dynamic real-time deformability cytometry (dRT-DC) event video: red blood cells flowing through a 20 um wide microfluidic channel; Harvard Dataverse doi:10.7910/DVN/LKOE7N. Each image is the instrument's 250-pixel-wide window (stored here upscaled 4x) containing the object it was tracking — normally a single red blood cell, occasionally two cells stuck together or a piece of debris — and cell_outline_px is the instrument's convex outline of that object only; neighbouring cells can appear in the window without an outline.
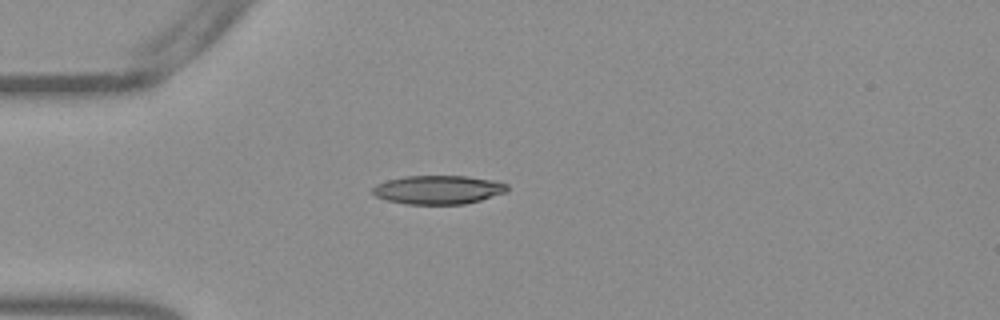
{"species": "Egyptian fruit bat (a non-hibernating species)", "species_latin": "Rousettus aegyptiacus", "temperature_condition": "warm", "stored_images_in_passage": 40, "camera_frame_rate_fps": 3000, "um_per_image_px": 0.085, "frame": {"image": 1, "passage_image": 1, "time_ms": 0.0, "image_size_px": [1000, 320], "cell_outline_px": [[508, 192], [480, 200], [464, 204], [408, 204], [388, 200], [376, 196], [372, 192], [372, 188], [376, 184], [388, 180], [404, 176], [468, 176], [492, 180], [508, 184]], "centroid_in_image_um": [37.27, 16.12], "position_along_channel_um": 47.7, "area_um2": 22.48}}
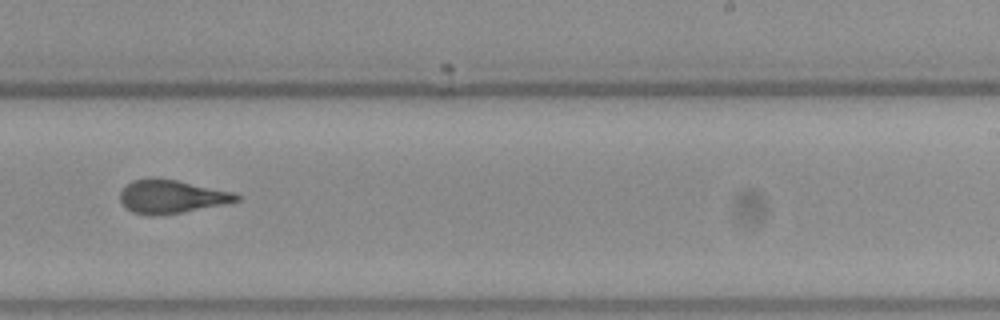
{"frame": {"image": 2, "passage_image": 20, "time_ms": 6.333, "image_size_px": [1000, 320], "cell_outline_px": [[240, 200], [224, 204], [180, 212], [152, 216], [148, 216], [132, 212], [124, 208], [120, 200], [120, 192], [132, 180], [152, 176], [176, 180], [232, 192], [240, 196]], "centroid_in_image_um": [14.5, 16.7], "position_along_channel_um": 274.5, "area_um2": 22.6}}
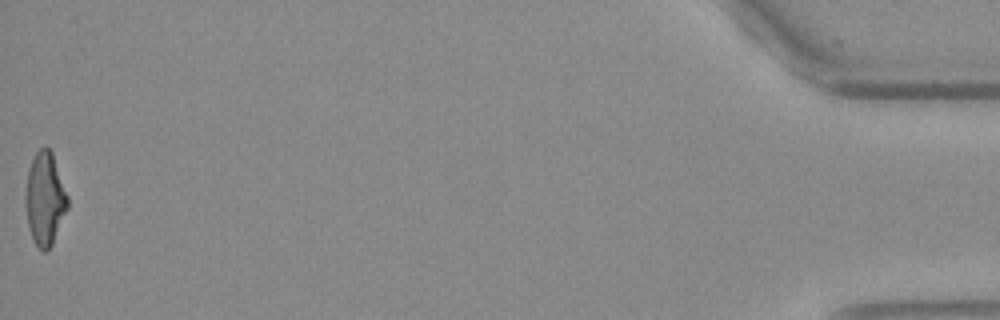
{"frame": {"image": 3, "passage_image": 40, "time_ms": 13.0, "image_size_px": [1000, 320], "cell_outline_px": [[68, 208], [52, 244], [44, 252], [36, 244], [32, 236], [28, 224], [24, 200], [24, 196], [28, 168], [36, 152], [44, 144], [52, 152], [68, 196]], "centroid_in_image_um": [3.81, 16.85], "position_along_channel_um": 431.4, "area_um2": 22.77}, "authors_computed_cell_mechanics": {"area_um2": 22.7443, "velocity_mm_per_s": 3.8199, "shape_relaxation_time_tau1_ms": null, "shape_relaxation_time_tau2_ms": 1.7361, "deformation_change_tau1": null, "deformation_change_tau2": 0.1015}}